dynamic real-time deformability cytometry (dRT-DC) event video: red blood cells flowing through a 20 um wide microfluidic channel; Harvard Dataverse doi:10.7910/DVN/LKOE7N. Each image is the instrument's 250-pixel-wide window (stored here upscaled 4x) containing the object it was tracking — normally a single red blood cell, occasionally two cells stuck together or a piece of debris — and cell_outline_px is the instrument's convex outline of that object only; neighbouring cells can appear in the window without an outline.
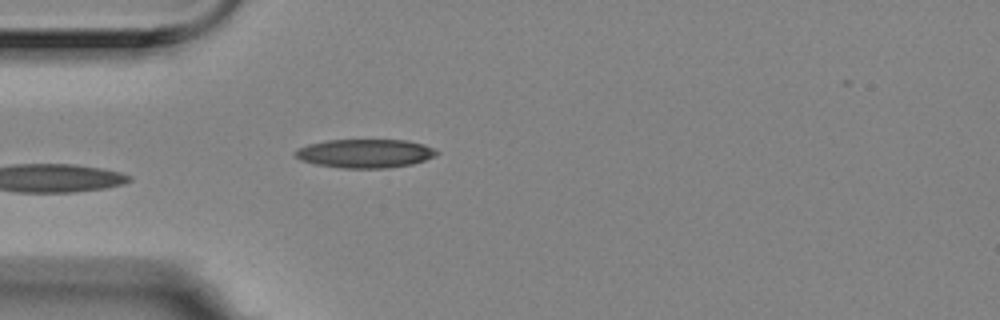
{"species": "Egyptian fruit bat (a non-hibernating species)", "species_latin": "Rousettus aegyptiacus", "temperature_condition": "room temperature", "stored_images_in_passage": 5, "camera_frame_rate_fps": 3000, "um_per_image_px": 0.085, "animal": {"sex": "female"}, "frame": {"image": 1, "passage_image": 5, "time_ms": 1.333, "image_size_px": [1000, 320], "cell_outline_px": [[440, 152], [436, 156], [412, 164], [384, 168], [344, 168], [316, 164], [300, 160], [296, 156], [296, 152], [300, 148], [308, 144], [324, 140], [408, 140], [424, 144]], "centroid_in_image_um": [31.06, 13.03], "position_along_channel_um": 53.9, "area_um2": 23.52}}